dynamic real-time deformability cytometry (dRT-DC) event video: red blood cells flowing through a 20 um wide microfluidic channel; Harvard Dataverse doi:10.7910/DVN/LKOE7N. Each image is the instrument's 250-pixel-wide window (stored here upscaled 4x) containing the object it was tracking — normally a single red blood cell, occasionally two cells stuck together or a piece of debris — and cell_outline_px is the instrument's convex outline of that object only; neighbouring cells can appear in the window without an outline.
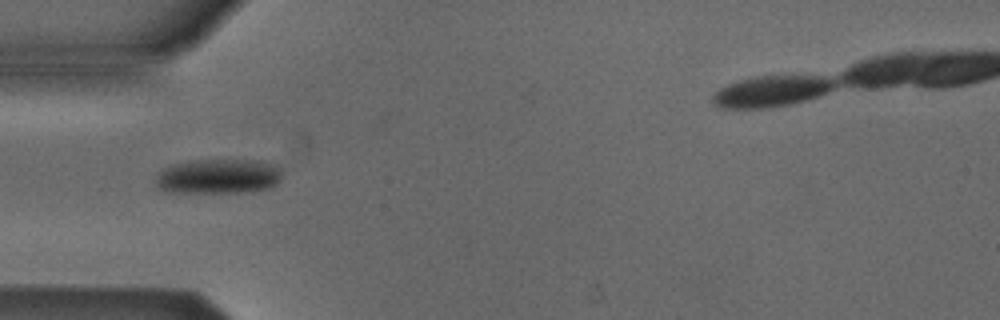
{"species": "Egyptian fruit bat (a non-hibernating species)", "species_latin": "Rousettus aegyptiacus", "temperature_condition": "cold", "stored_images_in_passage": 6, "camera_frame_rate_fps": 3000, "um_per_image_px": 0.085, "animal": {"sex": "male"}, "frame": {"image": 1, "passage_image": 3, "time_ms": 0.667, "image_size_px": [1000, 320], "cell_outline_px": [[280, 180], [276, 184], [268, 188], [252, 192], [172, 192], [160, 188], [156, 184], [156, 176], [164, 168], [176, 164], [196, 160], [244, 160], [272, 164], [280, 168]], "centroid_in_image_um": [18.57, 15.0], "position_along_channel_um": 66.4, "area_um2": 25.2}}
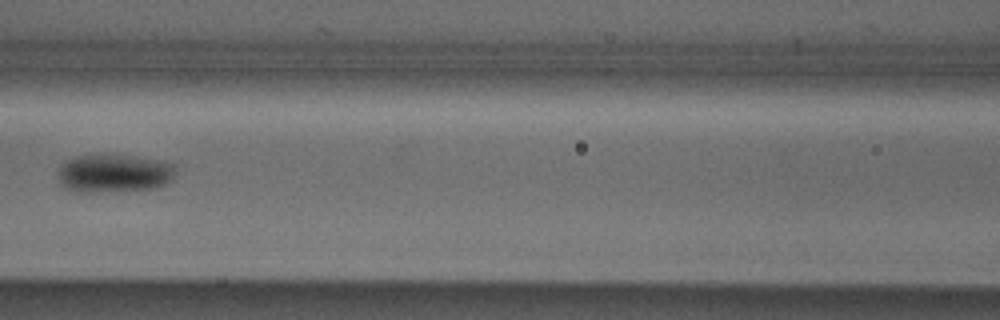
{"frame": {"image": 2, "passage_image": 5, "time_ms": 1.333, "image_size_px": [1000, 320], "cell_outline_px": [[176, 164], [172, 180], [156, 188], [92, 192], [80, 192], [64, 188], [60, 184], [56, 172], [60, 164], [76, 156], [104, 152], [136, 156]], "centroid_in_image_um": [9.63, 14.69], "position_along_channel_um": 157.0, "area_um2": 26.88}}
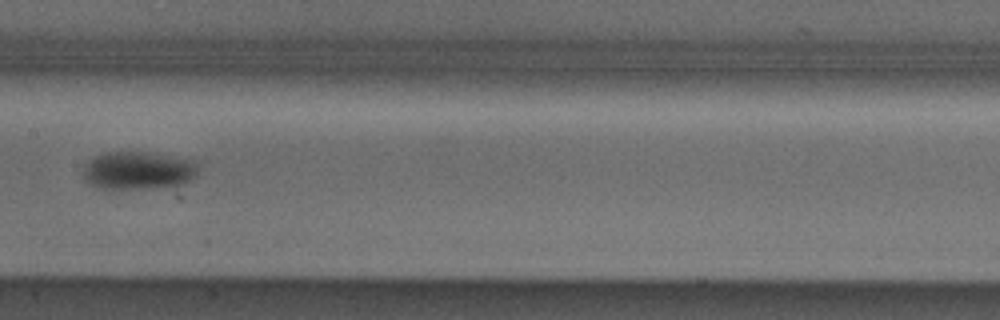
{"frame": {"image": 3, "passage_image": 6, "time_ms": 1.667, "image_size_px": [1000, 320], "cell_outline_px": [[196, 176], [192, 180], [184, 184], [144, 188], [96, 188], [88, 184], [84, 180], [84, 164], [88, 160], [96, 156], [108, 152], [140, 152], [192, 160], [196, 164]], "centroid_in_image_um": [11.68, 14.5], "position_along_channel_um": 195.7, "area_um2": 25.03}}